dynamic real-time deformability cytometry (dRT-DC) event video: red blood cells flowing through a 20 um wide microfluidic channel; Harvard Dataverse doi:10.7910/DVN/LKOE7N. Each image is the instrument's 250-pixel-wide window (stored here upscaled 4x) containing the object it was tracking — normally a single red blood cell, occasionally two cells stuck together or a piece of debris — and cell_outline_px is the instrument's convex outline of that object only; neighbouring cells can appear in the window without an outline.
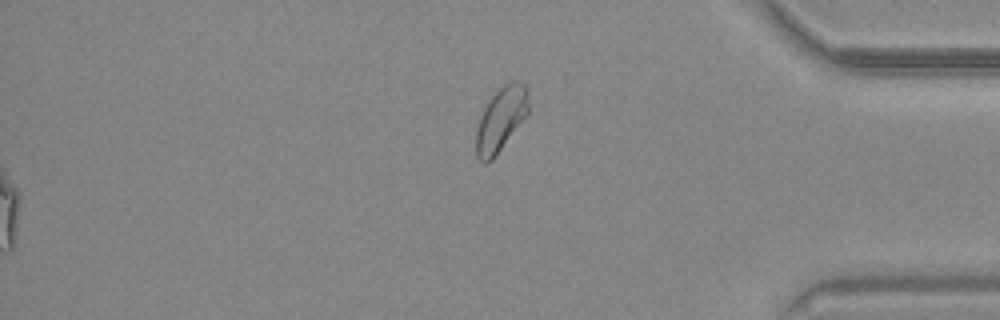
{"species": "common noctule bat (a hibernating species)", "species_latin": "Nyctalus noctula", "temperature_condition": "warm", "stored_images_in_passage": 56, "segment_of_instrument_passage": [2, 2], "camera_frame_rate_fps": 3000, "um_per_image_px": 0.085, "animal": {"sex": "male", "body_mass_g": 20.4}, "frame": {"image": 1, "passage_image": 56, "time_ms": 18.333, "image_size_px": [1000, 320], "cell_outline_px": [[528, 112], [492, 160], [488, 164], [484, 164], [476, 156], [476, 132], [480, 116], [484, 108], [492, 96], [504, 84], [512, 80], [520, 80], [524, 84], [528, 92]], "centroid_in_image_um": [42.56, 10.13], "position_along_channel_um": 392.6, "area_um2": 19.25}}